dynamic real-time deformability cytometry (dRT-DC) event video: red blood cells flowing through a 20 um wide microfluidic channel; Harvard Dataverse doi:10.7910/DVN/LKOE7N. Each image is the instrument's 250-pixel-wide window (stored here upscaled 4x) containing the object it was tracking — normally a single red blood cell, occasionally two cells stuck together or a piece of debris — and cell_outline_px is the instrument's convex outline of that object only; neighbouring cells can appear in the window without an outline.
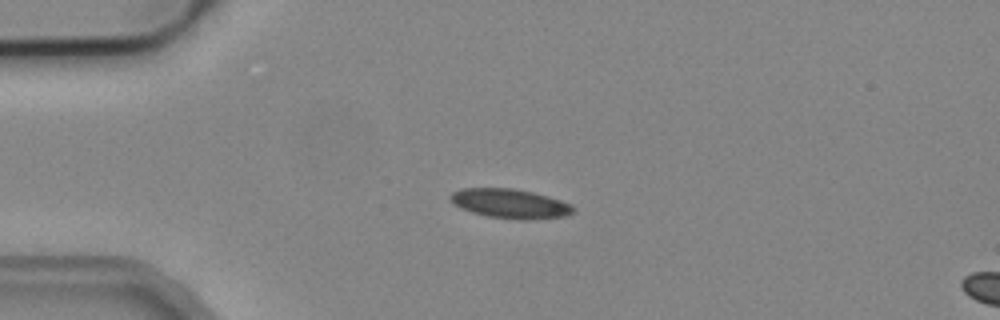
{"species": "common noctule bat (a hibernating species)", "species_latin": "Nyctalus noctula", "temperature_condition": "cold", "stored_images_in_passage": 3, "camera_frame_rate_fps": 3000, "um_per_image_px": 0.085, "animal": {"sex": "male", "body_mass_g": 19.2, "forearm_length_mm": 51.8}, "frame": {"image": 1, "passage_image": 2, "time_ms": 0.333, "image_size_px": [1000, 320], "cell_outline_px": [[572, 212], [564, 216], [488, 216], [472, 212], [456, 204], [448, 196], [452, 192], [460, 188], [512, 188], [532, 192], [548, 196], [572, 204]], "centroid_in_image_um": [43.27, 17.22], "position_along_channel_um": 41.7, "area_um2": 19.54}}